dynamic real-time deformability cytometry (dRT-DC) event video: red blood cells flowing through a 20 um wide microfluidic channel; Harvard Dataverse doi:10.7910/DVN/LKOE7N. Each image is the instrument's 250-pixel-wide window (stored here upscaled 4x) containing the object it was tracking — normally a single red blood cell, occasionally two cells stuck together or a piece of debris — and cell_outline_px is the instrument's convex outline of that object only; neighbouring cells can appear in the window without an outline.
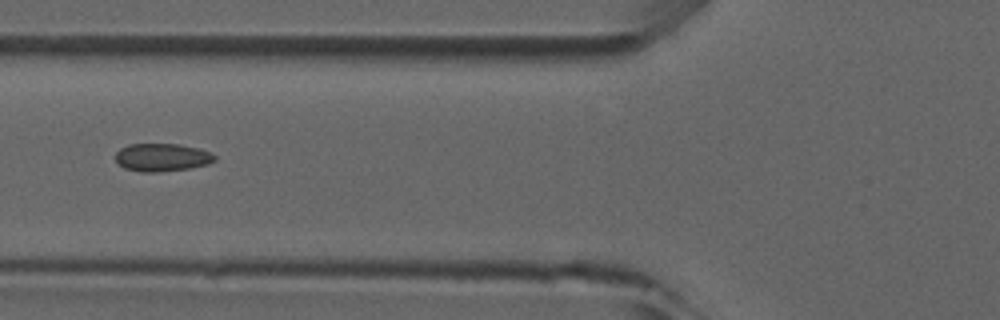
{"species": "common noctule bat (a hibernating species)", "species_latin": "Nyctalus noctula", "temperature_condition": "room temperature", "stored_images_in_passage": 5, "camera_frame_rate_fps": 3000, "um_per_image_px": 0.085, "animal": {"sex": "male", "forearm_length_mm": 52.5}, "frame": {"image": 1, "passage_image": 4, "time_ms": 4.333, "image_size_px": [1000, 320], "cell_outline_px": [[216, 160], [208, 164], [188, 168], [156, 172], [140, 172], [124, 168], [116, 160], [116, 152], [120, 148], [128, 144], [176, 144], [200, 148], [212, 152], [216, 156]], "centroid_in_image_um": [13.79, 13.37], "position_along_channel_um": 112.0, "area_um2": 16.18}}
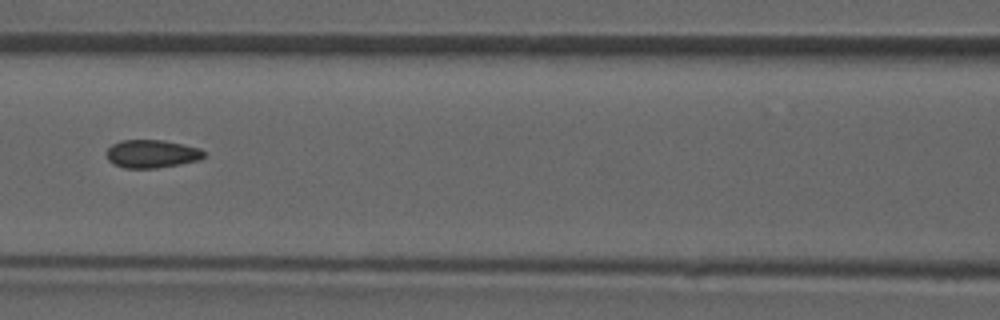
{"frame": {"image": 2, "passage_image": 5, "time_ms": 5.333, "image_size_px": [1000, 320], "cell_outline_px": [[204, 156], [200, 160], [180, 164], [156, 168], [124, 168], [112, 164], [108, 160], [108, 148], [112, 144], [124, 140], [164, 140], [200, 148], [204, 152]], "centroid_in_image_um": [12.91, 13.08], "position_along_channel_um": 153.7, "area_um2": 15.9}}